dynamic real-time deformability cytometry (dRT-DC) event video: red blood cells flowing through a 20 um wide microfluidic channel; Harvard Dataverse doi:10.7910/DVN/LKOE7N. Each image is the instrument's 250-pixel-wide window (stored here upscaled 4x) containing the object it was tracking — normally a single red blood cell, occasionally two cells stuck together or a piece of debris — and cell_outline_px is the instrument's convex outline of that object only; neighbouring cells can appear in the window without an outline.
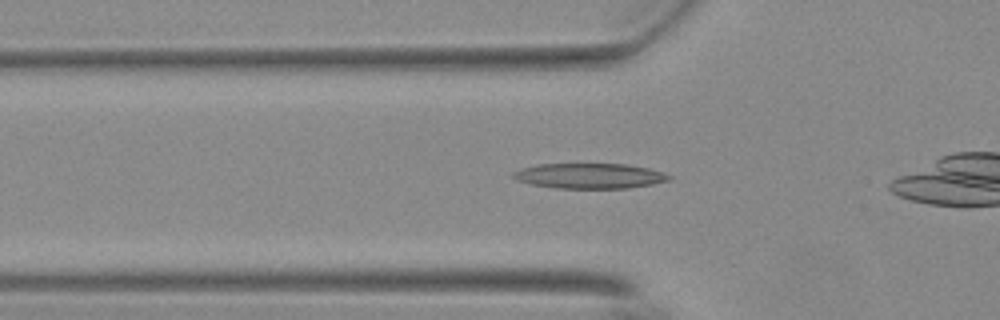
{"species": "Egyptian fruit bat (a non-hibernating species)", "species_latin": "Rousettus aegyptiacus", "temperature_condition": "warm", "stored_images_in_passage": 33, "camera_frame_rate_fps": 3000, "um_per_image_px": 0.085, "animal": {"sex": "female"}, "frame": {"image": 1, "passage_image": 7, "time_ms": 2.0, "image_size_px": [1000, 320], "cell_outline_px": [[672, 176], [668, 180], [652, 184], [628, 188], [556, 188], [532, 184], [516, 180], [512, 176], [512, 172], [536, 164], [628, 164], [648, 168]], "centroid_in_image_um": [50.09, 14.95], "position_along_channel_um": 75.7, "area_um2": 22.72}}
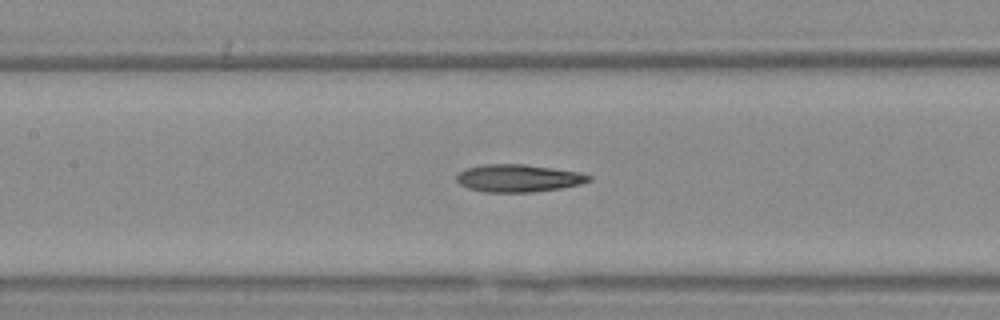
{"frame": {"image": 2, "passage_image": 14, "time_ms": 4.333, "image_size_px": [1000, 320], "cell_outline_px": [[592, 180], [580, 184], [560, 188], [532, 192], [484, 192], [468, 188], [460, 184], [456, 180], [456, 176], [460, 172], [468, 168], [484, 164], [524, 164], [580, 172], [592, 176]], "centroid_in_image_um": [44.07, 15.15], "position_along_channel_um": 163.3, "area_um2": 21.15}}
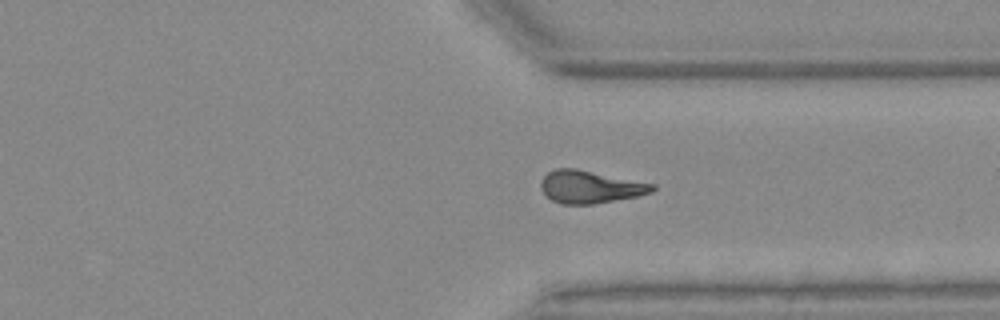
{"frame": {"image": 3, "passage_image": 30, "time_ms": 9.667, "image_size_px": [1000, 320], "cell_outline_px": [[656, 188], [652, 192], [636, 196], [592, 204], [560, 204], [552, 200], [540, 188], [540, 180], [548, 172], [556, 168], [576, 168], [656, 184]], "centroid_in_image_um": [50.15, 15.87], "position_along_channel_um": 361.2, "area_um2": 21.15}}